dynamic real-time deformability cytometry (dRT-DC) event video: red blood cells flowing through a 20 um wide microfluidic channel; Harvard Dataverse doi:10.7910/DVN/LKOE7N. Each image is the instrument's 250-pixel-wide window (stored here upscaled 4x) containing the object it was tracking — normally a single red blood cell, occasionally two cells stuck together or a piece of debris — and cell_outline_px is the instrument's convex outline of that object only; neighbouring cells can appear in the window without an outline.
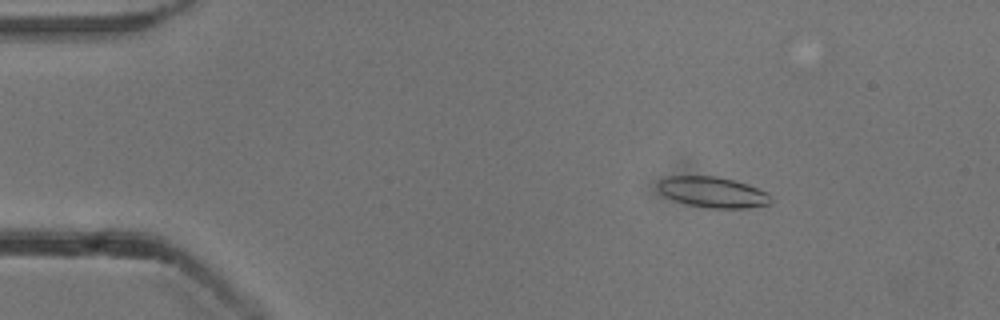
{"species": "common noctule bat (a hibernating species)", "species_latin": "Nyctalus noctula", "temperature_condition": "cold", "stored_images_in_passage": 52, "camera_frame_rate_fps": 3000, "um_per_image_px": 0.085, "animal": {"sex": "male", "body_mass_g": 13.3}, "frame": {"image": 1, "passage_image": 8, "time_ms": 2.333, "image_size_px": [1000, 320], "cell_outline_px": [[772, 200], [768, 204], [748, 208], [708, 208], [688, 204], [676, 200], [660, 192], [660, 180], [664, 176], [716, 176], [748, 184], [768, 192]], "centroid_in_image_um": [60.63, 16.33], "position_along_channel_um": 24.4, "area_um2": 19.94}}
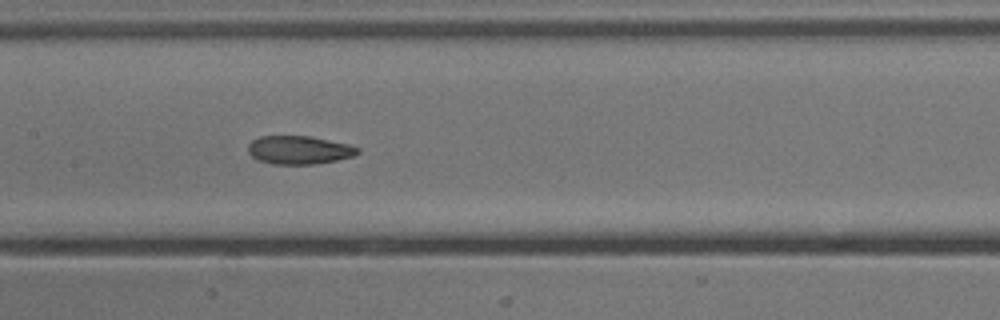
{"frame": {"image": 2, "passage_image": 26, "time_ms": 8.333, "image_size_px": [1000, 320], "cell_outline_px": [[360, 152], [352, 156], [336, 160], [316, 164], [272, 164], [256, 160], [248, 152], [248, 144], [252, 140], [260, 136], [312, 136], [348, 144], [360, 148]], "centroid_in_image_um": [25.4, 12.75], "position_along_channel_um": 182.0, "area_um2": 18.21}}
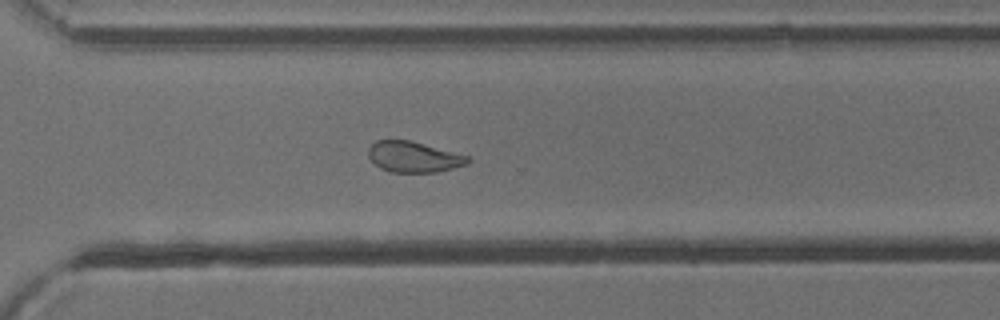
{"frame": {"image": 3, "passage_image": 38, "time_ms": 12.333, "image_size_px": [1000, 320], "cell_outline_px": [[472, 160], [468, 164], [436, 172], [392, 172], [380, 168], [368, 156], [368, 148], [376, 140], [408, 140], [472, 156]], "centroid_in_image_um": [35.21, 13.33], "position_along_channel_um": 335.4, "area_um2": 17.86}, "authors_computed_cell_mechanics": {"area_um2": 18.5538, "velocity_mm_per_s": 3.8519, "shape_relaxation_time_tau1_ms": 5.1949, "shape_relaxation_time_tau2_ms": 2.6613, "deformation_change_tau1": 0.1686, "deformation_change_tau2": 0.092}}